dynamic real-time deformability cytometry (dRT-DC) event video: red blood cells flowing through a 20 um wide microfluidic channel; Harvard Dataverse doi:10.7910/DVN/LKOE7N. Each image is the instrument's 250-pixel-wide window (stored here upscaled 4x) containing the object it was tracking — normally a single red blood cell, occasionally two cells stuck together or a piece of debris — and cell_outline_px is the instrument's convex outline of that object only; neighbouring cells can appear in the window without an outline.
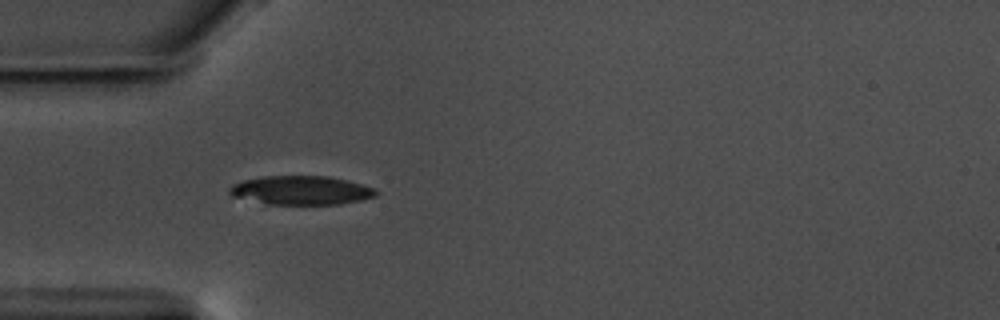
{"species": "common noctule bat (a hibernating species)", "species_latin": "Nyctalus noctula", "temperature_condition": "warm", "stored_images_in_passage": 19, "camera_frame_rate_fps": 3000, "um_per_image_px": 0.085, "animal": {"sex": "male", "body_mass_g": 17.5, "forearm_length_mm": 52.3}, "frame": {"image": 1, "passage_image": 6, "time_ms": 1.667, "image_size_px": [1000, 320], "cell_outline_px": [[380, 192], [376, 196], [360, 200], [340, 204], [264, 204], [232, 196], [228, 192], [228, 188], [232, 184], [244, 180], [264, 176], [328, 176], [360, 184], [372, 188]], "centroid_in_image_um": [25.54, 16.18], "position_along_channel_um": 59.5, "area_um2": 24.57}}